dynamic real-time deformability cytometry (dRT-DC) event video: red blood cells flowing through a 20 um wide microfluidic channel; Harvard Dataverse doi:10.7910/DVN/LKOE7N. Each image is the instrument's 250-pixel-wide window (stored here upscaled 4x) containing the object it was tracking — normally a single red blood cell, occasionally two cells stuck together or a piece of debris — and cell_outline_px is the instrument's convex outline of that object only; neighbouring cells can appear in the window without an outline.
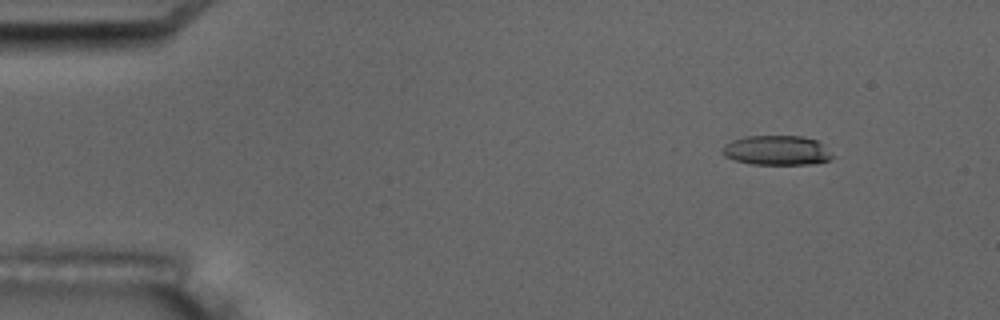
{"species": "common noctule bat (a hibernating species)", "species_latin": "Nyctalus noctula", "temperature_condition": "room temperature", "stored_images_in_passage": 3, "camera_frame_rate_fps": 3000, "um_per_image_px": 0.085, "animal": {"sex": "male", "body_mass_g": 17.5, "forearm_length_mm": 52.3}, "frame": {"image": 1, "passage_image": 1, "time_ms": 0.0, "image_size_px": [1000, 320], "cell_outline_px": [[836, 156], [828, 160], [808, 164], [752, 164], [736, 160], [724, 156], [720, 152], [720, 148], [724, 144], [732, 140], [748, 136], [800, 136], [816, 140]], "centroid_in_image_um": [65.98, 12.78], "position_along_channel_um": 19.0, "area_um2": 18.96}}
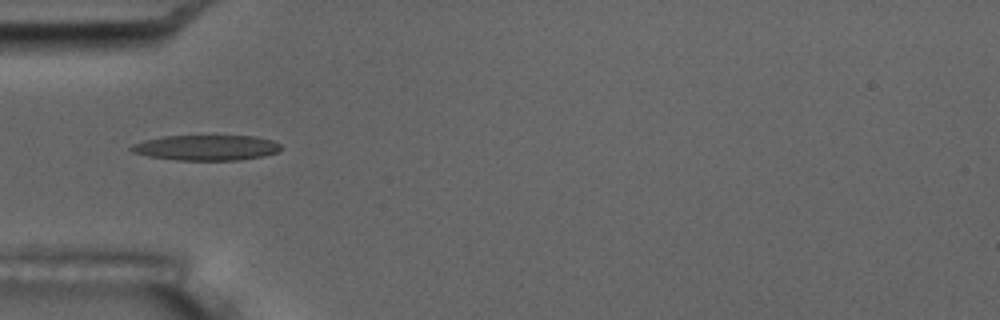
{"frame": {"image": 2, "passage_image": 3, "time_ms": 4.0, "image_size_px": [1000, 320], "cell_outline_px": [[280, 152], [264, 156], [240, 160], [176, 160], [148, 156], [132, 152], [128, 148], [132, 144], [144, 140], [164, 136], [256, 136], [272, 140], [280, 144]], "centroid_in_image_um": [17.54, 12.55], "position_along_channel_um": 67.5, "area_um2": 22.25}}